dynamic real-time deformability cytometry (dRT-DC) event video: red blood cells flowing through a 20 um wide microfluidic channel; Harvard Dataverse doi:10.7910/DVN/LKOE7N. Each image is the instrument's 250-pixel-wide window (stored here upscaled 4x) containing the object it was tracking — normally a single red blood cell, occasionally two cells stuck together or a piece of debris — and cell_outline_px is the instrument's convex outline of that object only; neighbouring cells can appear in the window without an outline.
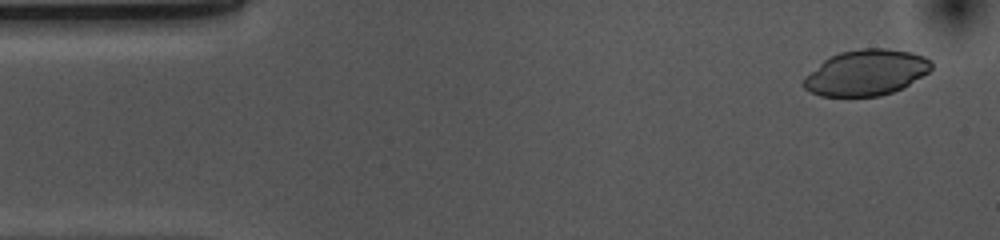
{"species": "common noctule bat (a hibernating species)", "species_latin": "Nyctalus noctula", "temperature_condition": "cold", "stored_images_in_passage": 52, "camera_frame_rate_fps": 3000, "um_per_image_px": 0.085, "animal": {"sex": "female", "body_mass_g": 10.0, "forearm_length_mm": 53.1}, "frame": {"image": 1, "passage_image": 2, "time_ms": 0.333, "image_size_px": [1000, 240], "cell_outline_px": [[932, 68], [928, 72], [908, 84], [892, 92], [880, 96], [820, 96], [804, 88], [800, 84], [804, 76], [824, 60], [840, 52], [860, 48], [884, 48], [912, 52], [924, 56], [932, 60]], "centroid_in_image_um": [73.6, 6.17], "position_along_channel_um": 11.4, "area_um2": 34.04}}